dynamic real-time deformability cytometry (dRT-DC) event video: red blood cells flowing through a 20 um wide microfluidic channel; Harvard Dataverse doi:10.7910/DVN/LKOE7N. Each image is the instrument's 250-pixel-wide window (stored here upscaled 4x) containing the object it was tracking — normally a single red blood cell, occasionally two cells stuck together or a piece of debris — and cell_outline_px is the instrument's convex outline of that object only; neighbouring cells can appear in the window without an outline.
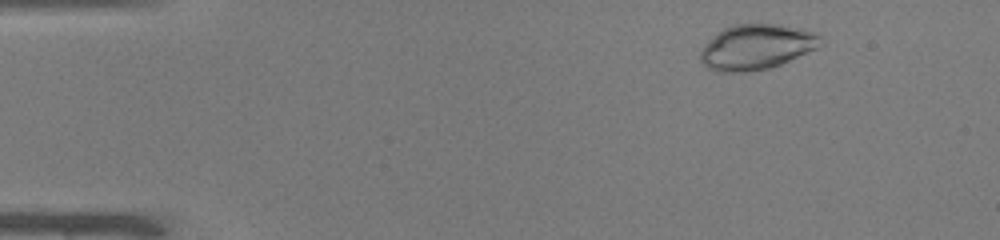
{"species": "common noctule bat (a hibernating species)", "species_latin": "Nyctalus noctula", "temperature_condition": "warm", "stored_images_in_passage": 48, "camera_frame_rate_fps": 3000, "um_per_image_px": 0.085, "animal": {"sex": "male", "body_mass_g": 19.0, "forearm_length_mm": 50.8}, "frame": {"image": 1, "passage_image": 5, "time_ms": 1.333, "image_size_px": [1000, 240], "cell_outline_px": [[820, 36], [816, 48], [780, 64], [768, 68], [744, 72], [716, 72], [708, 68], [700, 60], [700, 52], [704, 44], [708, 40], [724, 28], [732, 24], [780, 24], [816, 32]], "centroid_in_image_um": [64.24, 3.99], "position_along_channel_um": 20.8, "area_um2": 31.33}}
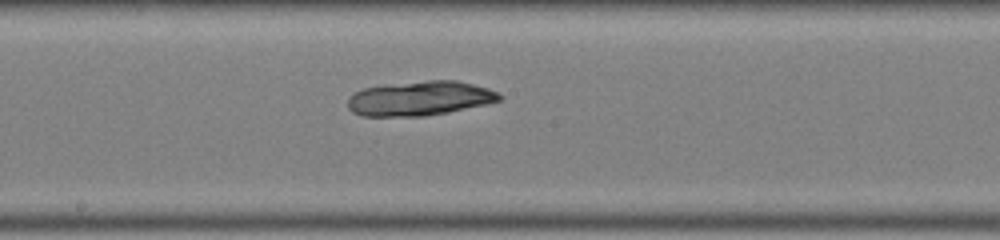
{"frame": {"image": 2, "passage_image": 26, "time_ms": 8.333, "image_size_px": [1000, 240], "cell_outline_px": [[504, 96], [500, 100], [484, 104], [448, 112], [424, 116], [360, 116], [352, 112], [348, 108], [348, 96], [364, 88], [384, 84], [428, 80], [456, 80], [488, 88]], "centroid_in_image_um": [35.64, 8.36], "position_along_channel_um": 212.6, "area_um2": 30.52}}
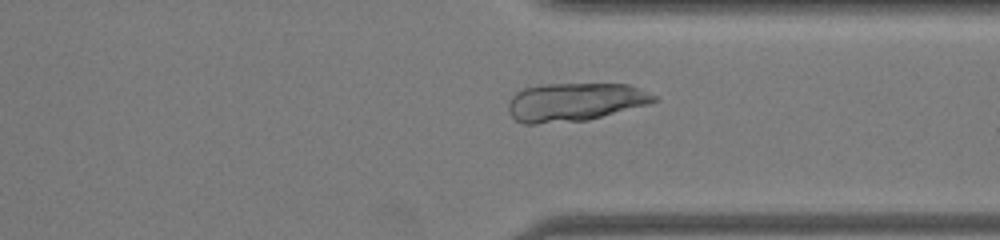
{"frame": {"image": 3, "passage_image": 37, "time_ms": 12.0, "image_size_px": [1000, 240], "cell_outline_px": [[660, 100], [648, 104], [588, 120], [536, 124], [524, 124], [516, 120], [512, 116], [508, 108], [508, 104], [512, 96], [516, 92], [524, 88], [540, 84], [628, 84], [656, 96]], "centroid_in_image_um": [48.84, 8.67], "position_along_channel_um": 362.6, "area_um2": 32.48}}